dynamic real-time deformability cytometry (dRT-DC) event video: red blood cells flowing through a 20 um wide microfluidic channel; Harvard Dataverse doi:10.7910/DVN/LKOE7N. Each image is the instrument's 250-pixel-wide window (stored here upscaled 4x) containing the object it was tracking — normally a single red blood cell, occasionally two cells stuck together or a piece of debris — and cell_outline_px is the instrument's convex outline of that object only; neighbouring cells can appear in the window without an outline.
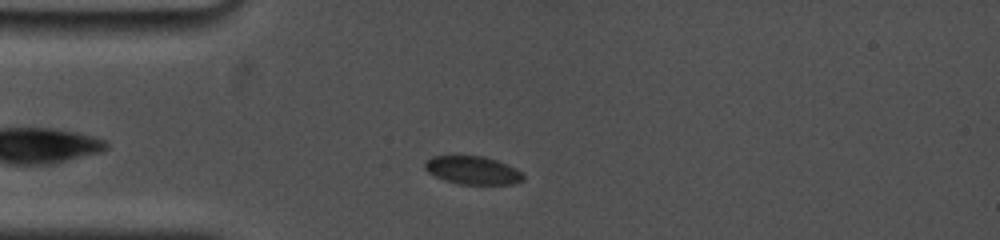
{"species": "common noctule bat (a hibernating species)", "species_latin": "Nyctalus noctula", "temperature_condition": "cold", "stored_images_in_passage": 54, "camera_frame_rate_fps": 5000, "um_per_image_px": 0.085, "animal": {"sex": "female", "body_mass_g": 19.0, "forearm_length_mm": 53.3}, "frame": {"image": 1, "passage_image": 6, "time_ms": 2.0, "image_size_px": [1000, 240], "cell_outline_px": [[524, 180], [516, 184], [460, 184], [444, 180], [428, 172], [424, 168], [424, 160], [432, 156], [484, 156], [508, 164], [516, 168], [524, 176]], "centroid_in_image_um": [40.18, 14.47], "position_along_channel_um": 44.8, "area_um2": 16.24}}
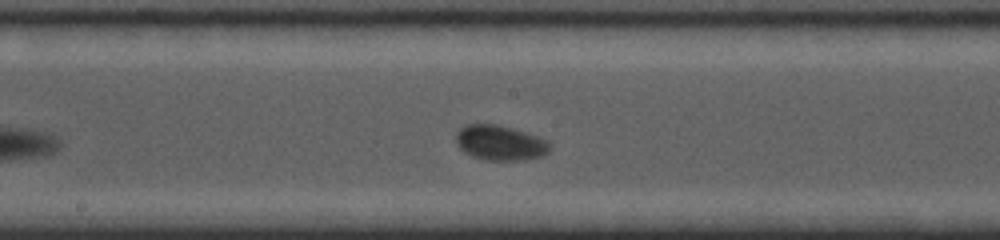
{"frame": {"image": 2, "passage_image": 27, "time_ms": 6.8, "image_size_px": [1000, 240], "cell_outline_px": [[552, 148], [544, 156], [524, 160], [484, 160], [472, 156], [464, 152], [456, 144], [456, 132], [460, 128], [468, 124], [496, 124], [512, 128], [540, 136], [548, 140], [552, 144]], "centroid_in_image_um": [42.55, 12.14], "position_along_channel_um": 205.6, "area_um2": 19.54}}
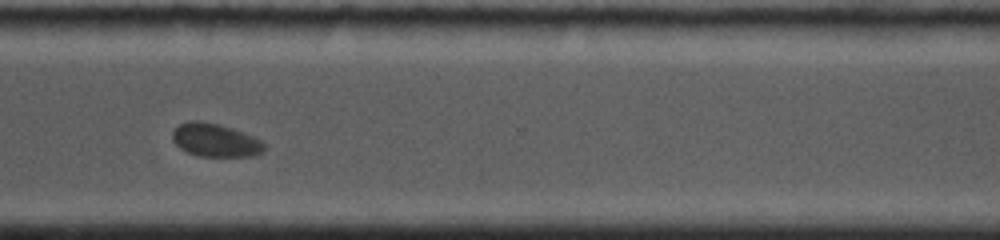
{"frame": {"image": 3, "passage_image": 45, "time_ms": 10.8, "image_size_px": [1000, 240], "cell_outline_px": [[264, 148], [260, 152], [252, 156], [200, 156], [188, 152], [180, 148], [172, 140], [172, 132], [180, 124], [192, 120], [200, 120], [232, 128], [252, 136], [260, 140], [264, 144]], "centroid_in_image_um": [18.26, 11.91], "position_along_channel_um": 352.3, "area_um2": 17.46}, "authors_computed_cell_mechanics": {"area_um2": 18.0336, "velocity_mm_per_s": 3.6617, "shape_relaxation_time_tau1_ms": 4.3507, "shape_relaxation_time_tau2_ms": null, "deformation_change_tau1": 0.0828, "deformation_change_tau2": null}}